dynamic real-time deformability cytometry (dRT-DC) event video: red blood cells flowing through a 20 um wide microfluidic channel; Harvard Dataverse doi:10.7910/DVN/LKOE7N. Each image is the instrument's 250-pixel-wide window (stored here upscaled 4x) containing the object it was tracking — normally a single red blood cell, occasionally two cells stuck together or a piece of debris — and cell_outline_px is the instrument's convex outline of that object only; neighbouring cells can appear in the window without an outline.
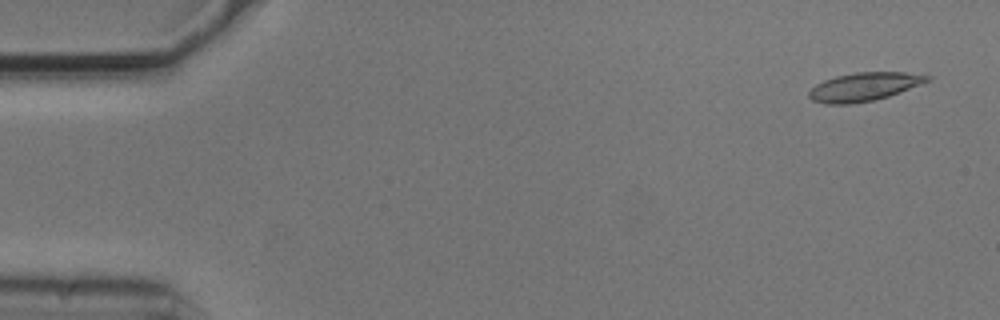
{"species": "common noctule bat (a hibernating species)", "species_latin": "Nyctalus noctula", "temperature_condition": "cold", "stored_images_in_passage": 54, "camera_frame_rate_fps": 3000, "um_per_image_px": 0.085, "animal": {"sex": "male", "body_mass_g": 20.5, "forearm_length_mm": 52.5}, "frame": {"image": 1, "passage_image": 3, "time_ms": 0.667, "image_size_px": [1000, 320], "cell_outline_px": [[932, 80], [888, 96], [876, 100], [848, 104], [824, 104], [812, 100], [808, 96], [808, 92], [816, 84], [824, 80], [836, 76], [856, 72], [904, 72], [932, 76]], "centroid_in_image_um": [73.44, 7.37], "position_along_channel_um": 11.6, "area_um2": 19.59}}
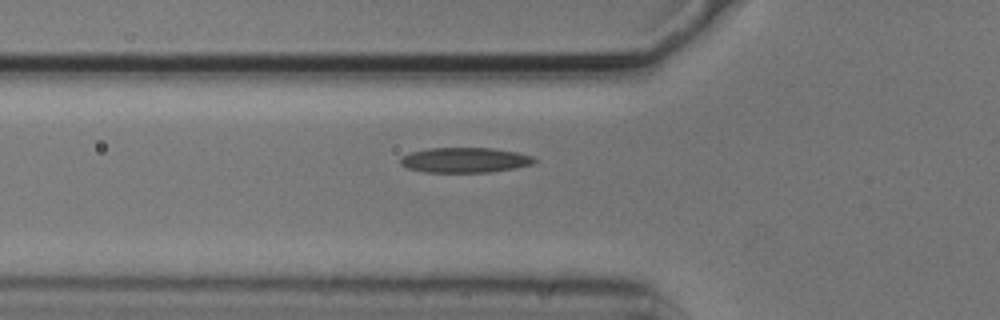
{"frame": {"image": 2, "passage_image": 19, "time_ms": 6.0, "image_size_px": [1000, 320], "cell_outline_px": [[540, 160], [532, 164], [516, 168], [488, 172], [424, 172], [408, 168], [400, 164], [400, 156], [408, 152], [428, 148], [492, 148], [516, 152], [532, 156]], "centroid_in_image_um": [39.5, 13.6], "position_along_channel_um": 86.3, "area_um2": 19.77}}
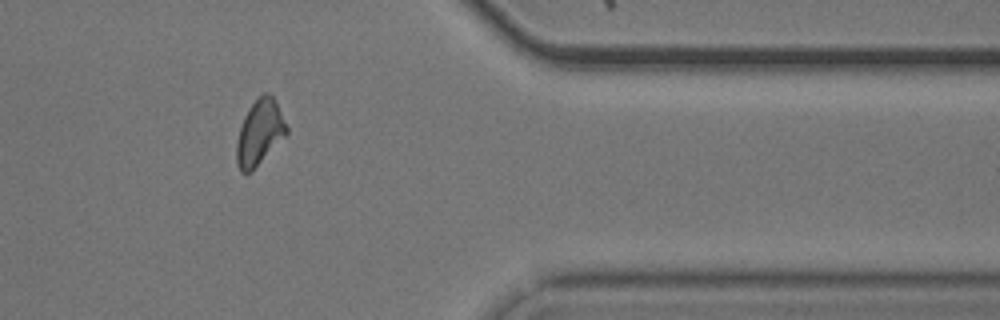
{"frame": {"image": 3, "passage_image": 45, "time_ms": 14.667, "image_size_px": [1000, 320], "cell_outline_px": [[288, 132], [252, 172], [240, 172], [236, 164], [236, 144], [240, 128], [244, 116], [248, 108], [264, 92], [268, 92], [272, 96], [288, 128]], "centroid_in_image_um": [22.04, 11.3], "position_along_channel_um": 389.4, "area_um2": 18.73}, "authors_computed_cell_mechanics": {"area_um2": 18.9006, "velocity_mm_per_s": 3.6995, "shape_relaxation_time_tau1_ms": 6.8139, "shape_relaxation_time_tau2_ms": 5.1304, "deformation_change_tau1": 0.1724, "deformation_change_tau2": 0.1496}}